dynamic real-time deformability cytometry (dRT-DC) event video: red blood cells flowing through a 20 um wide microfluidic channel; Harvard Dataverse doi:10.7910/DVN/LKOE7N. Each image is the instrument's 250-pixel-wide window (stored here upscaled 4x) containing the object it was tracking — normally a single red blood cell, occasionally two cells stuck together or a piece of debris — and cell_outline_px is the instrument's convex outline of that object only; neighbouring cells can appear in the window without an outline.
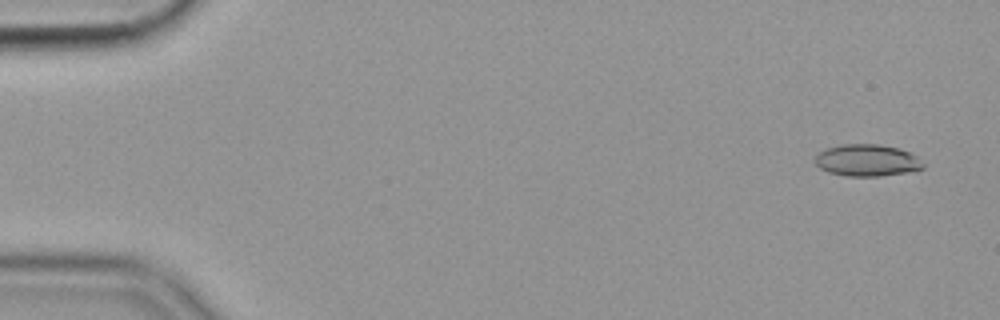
{"species": "common noctule bat (a hibernating species)", "species_latin": "Nyctalus noctula", "temperature_condition": "cold", "stored_images_in_passage": 57, "camera_frame_rate_fps": 3000, "um_per_image_px": 0.085, "animal": {"sex": "female", "body_mass_g": 19.9}, "frame": {"image": 1, "passage_image": 3, "time_ms": 0.667, "image_size_px": [1000, 320], "cell_outline_px": [[924, 168], [916, 172], [880, 176], [844, 176], [828, 172], [820, 168], [816, 164], [816, 156], [820, 152], [828, 148], [840, 144], [880, 144], [900, 148], [916, 156], [924, 164]], "centroid_in_image_um": [73.75, 13.64], "position_along_channel_um": 11.2, "area_um2": 20.29}}
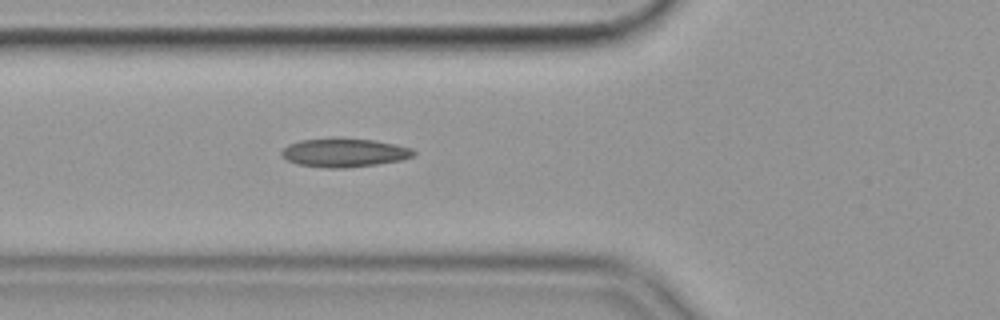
{"frame": {"image": 2, "passage_image": 21, "time_ms": 6.667, "image_size_px": [1000, 320], "cell_outline_px": [[416, 156], [404, 160], [348, 168], [324, 168], [300, 164], [288, 160], [280, 156], [280, 152], [288, 144], [300, 140], [376, 140], [412, 148], [416, 152]], "centroid_in_image_um": [29.31, 13.01], "position_along_channel_um": 96.5, "area_um2": 21.62}}
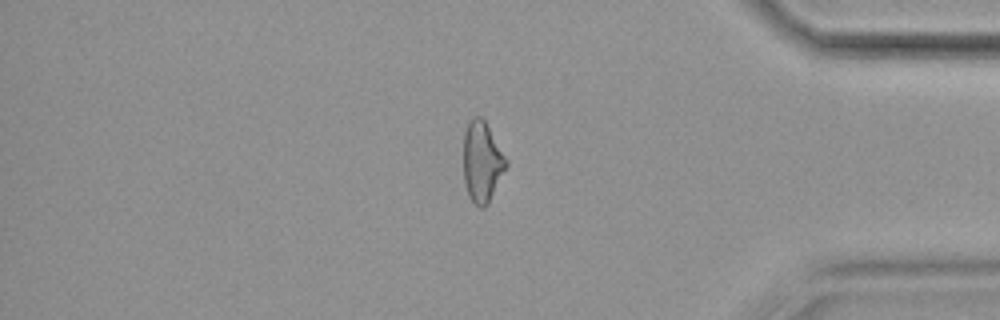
{"frame": {"image": 3, "passage_image": 48, "time_ms": 15.667, "image_size_px": [1000, 320], "cell_outline_px": [[508, 164], [488, 204], [484, 208], [480, 208], [468, 196], [464, 180], [464, 132], [468, 120], [472, 116], [480, 116], [484, 120], [508, 160]], "centroid_in_image_um": [40.97, 13.74], "position_along_channel_um": 394.2, "area_um2": 20.06}, "authors_computed_cell_mechanics": {"area_um2": 20.3456, "velocity_mm_per_s": 3.5758, "shape_relaxation_time_tau1_ms": null, "shape_relaxation_time_tau2_ms": 3.1651, "deformation_change_tau1": null, "deformation_change_tau2": 0.1109}}